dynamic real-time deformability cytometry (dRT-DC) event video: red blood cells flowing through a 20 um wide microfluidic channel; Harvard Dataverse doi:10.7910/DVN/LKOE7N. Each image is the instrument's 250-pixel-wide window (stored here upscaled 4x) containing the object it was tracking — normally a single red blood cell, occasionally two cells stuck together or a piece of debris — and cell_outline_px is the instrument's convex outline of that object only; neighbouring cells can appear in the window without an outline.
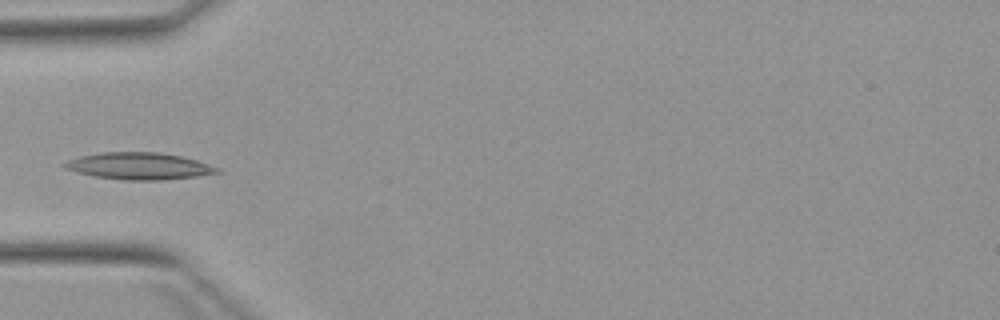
{"species": "Egyptian fruit bat (a non-hibernating species)", "species_latin": "Rousettus aegyptiacus", "temperature_condition": "warm", "stored_images_in_passage": 5, "camera_frame_rate_fps": 3000, "um_per_image_px": 0.085, "animal": {"sex": "female"}, "frame": {"image": 1, "passage_image": 4, "time_ms": 4.0, "image_size_px": [1000, 320], "cell_outline_px": [[220, 172], [196, 176], [160, 180], [124, 180], [96, 176], [76, 172], [64, 168], [60, 164], [68, 160], [80, 156], [100, 152], [160, 152], [180, 156], [196, 160], [220, 168]], "centroid_in_image_um": [11.78, 14.11], "position_along_channel_um": 73.2, "area_um2": 23.81}}
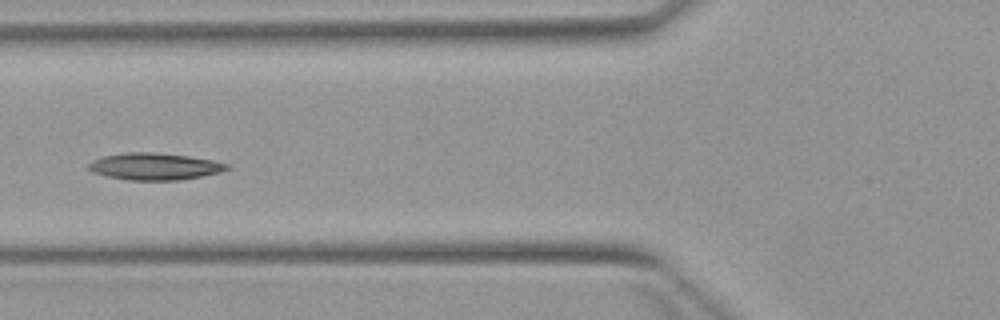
{"frame": {"image": 2, "passage_image": 5, "time_ms": 5.0, "image_size_px": [1000, 320], "cell_outline_px": [[228, 168], [220, 172], [180, 180], [128, 180], [108, 176], [92, 172], [88, 168], [88, 164], [92, 160], [104, 156], [128, 152], [152, 152], [188, 156], [212, 160], [228, 164]], "centroid_in_image_um": [13.11, 14.14], "position_along_channel_um": 112.7, "area_um2": 21.44}}